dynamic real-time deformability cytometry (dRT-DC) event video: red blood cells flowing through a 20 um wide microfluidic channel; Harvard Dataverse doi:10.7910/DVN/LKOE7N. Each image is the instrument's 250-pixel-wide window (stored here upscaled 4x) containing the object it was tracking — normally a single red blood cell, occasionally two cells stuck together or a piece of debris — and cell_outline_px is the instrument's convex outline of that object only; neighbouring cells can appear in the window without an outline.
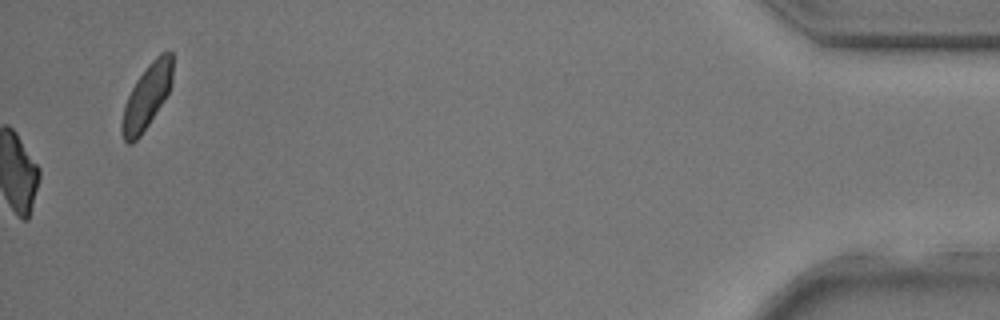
{"species": "common noctule bat (a hibernating species)", "species_latin": "Nyctalus noctula", "temperature_condition": "room temperature", "stored_images_in_passage": 33, "camera_frame_rate_fps": 3000, "um_per_image_px": 0.085, "animal": {"sex": "male", "body_mass_g": 17.9, "forearm_length_mm": 54.2}, "frame": {"image": 1, "passage_image": 33, "time_ms": 10.667, "image_size_px": [1000, 320], "cell_outline_px": [[172, 84], [164, 100], [140, 136], [132, 144], [128, 144], [124, 140], [120, 132], [120, 120], [124, 104], [136, 80], [148, 64], [160, 52], [172, 52]], "centroid_in_image_um": [12.44, 8.23], "position_along_channel_um": 422.8, "area_um2": 19.07}}